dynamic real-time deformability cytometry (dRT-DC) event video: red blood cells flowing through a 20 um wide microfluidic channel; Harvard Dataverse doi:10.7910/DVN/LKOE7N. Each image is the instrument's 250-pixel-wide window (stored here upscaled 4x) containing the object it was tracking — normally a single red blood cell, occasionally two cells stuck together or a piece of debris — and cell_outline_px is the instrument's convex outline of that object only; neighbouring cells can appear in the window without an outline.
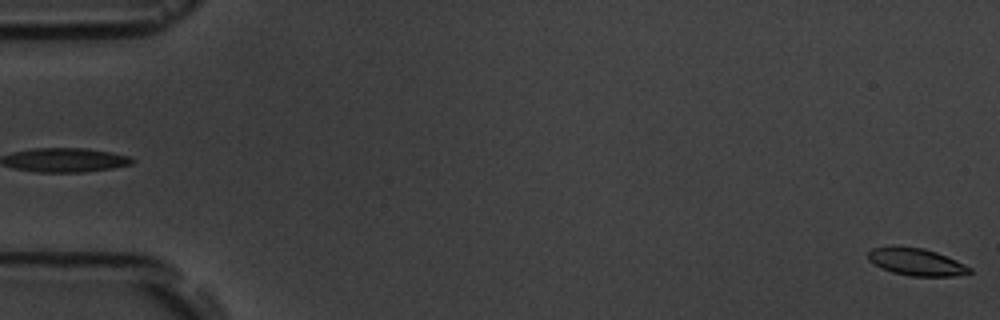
{"species": "common noctule bat (a hibernating species)", "species_latin": "Nyctalus noctula", "temperature_condition": "room temperature", "stored_images_in_passage": 6, "segment_of_instrument_passage": [2, 2], "camera_frame_rate_fps": 3000, "um_per_image_px": 0.085, "animal": {"sex": "male", "body_mass_g": 19.5, "forearm_length_mm": 54.6}, "frame": {"image": 1, "passage_image": 6, "time_ms": 6.333, "image_size_px": [1000, 320], "cell_outline_px": [[972, 272], [952, 276], [912, 276], [892, 272], [880, 268], [868, 260], [868, 252], [872, 248], [892, 244], [924, 248], [936, 252], [956, 260], [972, 268]], "centroid_in_image_um": [77.83, 22.23], "position_along_channel_um": 7.2, "area_um2": 16.42}}